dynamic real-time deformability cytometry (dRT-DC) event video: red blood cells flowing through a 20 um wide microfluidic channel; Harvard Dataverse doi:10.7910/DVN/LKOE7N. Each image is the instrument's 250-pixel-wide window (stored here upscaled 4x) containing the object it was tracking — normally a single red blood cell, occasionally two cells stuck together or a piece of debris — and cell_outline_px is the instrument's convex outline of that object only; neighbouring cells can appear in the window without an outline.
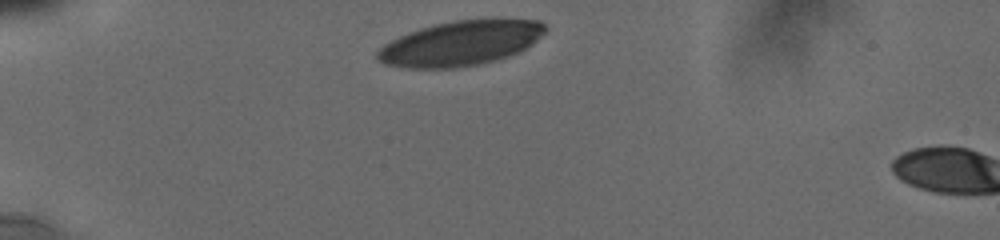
{"species": "human", "species_latin": "Homo sapiens", "temperature_condition": "cold", "stored_images_in_passage": 2, "camera_frame_rate_fps": 3000, "um_per_image_px": 0.085, "donor": {"sex": "male"}, "frame": {"image": 1, "passage_image": 1, "time_ms": 0.0, "image_size_px": [1000, 240], "cell_outline_px": [[548, 28], [532, 44], [508, 56], [496, 60], [476, 64], [452, 68], [412, 68], [384, 64], [376, 60], [376, 52], [384, 44], [408, 32], [432, 24], [456, 20], [540, 20]], "centroid_in_image_um": [39.1, 3.68], "position_along_channel_um": 45.9, "area_um2": 43.29}}